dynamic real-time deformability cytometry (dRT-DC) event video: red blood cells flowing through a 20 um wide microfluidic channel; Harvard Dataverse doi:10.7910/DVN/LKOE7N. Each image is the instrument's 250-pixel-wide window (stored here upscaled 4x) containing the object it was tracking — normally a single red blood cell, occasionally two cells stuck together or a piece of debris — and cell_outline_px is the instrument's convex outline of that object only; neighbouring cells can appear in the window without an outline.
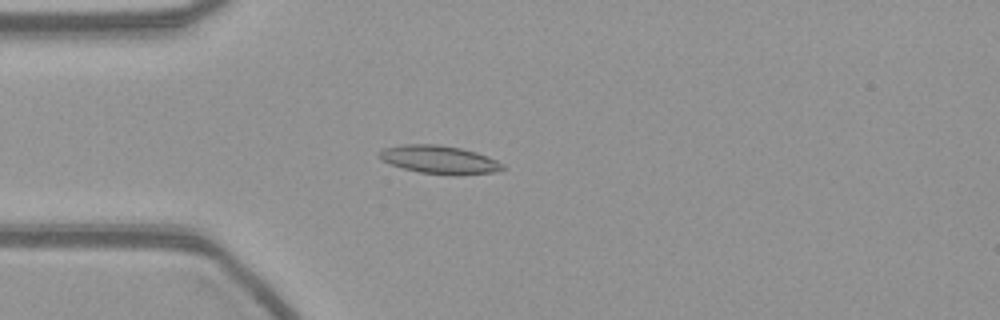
{"species": "common noctule bat (a hibernating species)", "species_latin": "Nyctalus noctula", "temperature_condition": "warm", "stored_images_in_passage": 55, "camera_frame_rate_fps": 3000, "um_per_image_px": 0.085, "animal": {"sex": "female", "body_mass_g": 21.9}, "frame": {"image": 1, "passage_image": 14, "time_ms": 4.333, "image_size_px": [1000, 320], "cell_outline_px": [[504, 168], [492, 172], [456, 176], [452, 176], [420, 172], [404, 168], [380, 160], [380, 152], [384, 148], [404, 144], [436, 144], [460, 148], [476, 152], [496, 160], [504, 164]], "centroid_in_image_um": [37.35, 13.58], "position_along_channel_um": 47.6, "area_um2": 20.11}}
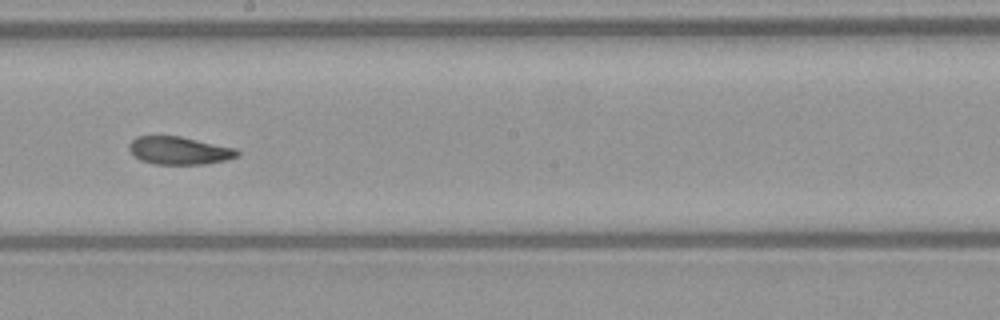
{"frame": {"image": 2, "passage_image": 30, "time_ms": 9.667, "image_size_px": [1000, 320], "cell_outline_px": [[240, 156], [224, 160], [204, 164], [156, 164], [140, 160], [128, 148], [128, 144], [136, 136], [180, 136], [236, 148], [240, 152]], "centroid_in_image_um": [15.25, 12.79], "position_along_channel_um": 233.0, "area_um2": 17.51}}
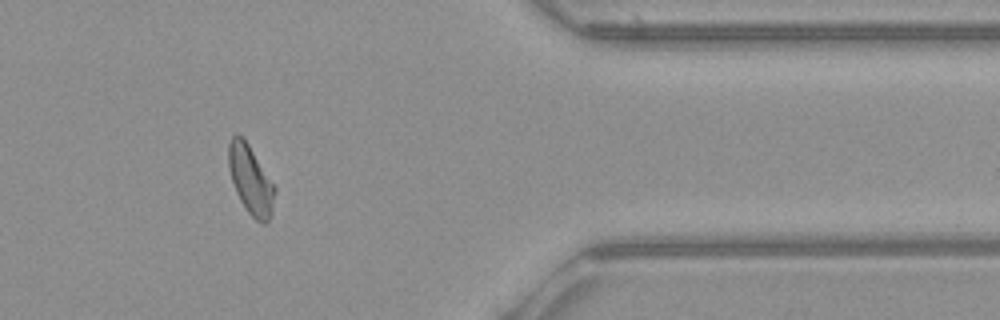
{"frame": {"image": 3, "passage_image": 45, "time_ms": 14.667, "image_size_px": [1000, 320], "cell_outline_px": [[276, 192], [272, 212], [268, 224], [260, 224], [248, 212], [240, 200], [236, 192], [228, 168], [228, 144], [232, 136], [236, 132], [248, 144], [276, 188]], "centroid_in_image_um": [21.31, 15.33], "position_along_channel_um": 390.1, "area_um2": 18.5}}